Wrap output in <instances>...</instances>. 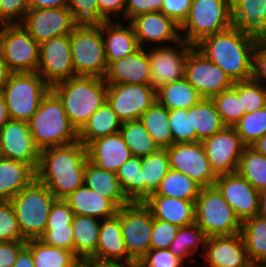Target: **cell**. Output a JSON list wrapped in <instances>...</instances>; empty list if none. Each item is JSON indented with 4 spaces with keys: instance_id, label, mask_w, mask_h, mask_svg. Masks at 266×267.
<instances>
[{
    "instance_id": "6da1fadb",
    "label": "cell",
    "mask_w": 266,
    "mask_h": 267,
    "mask_svg": "<svg viewBox=\"0 0 266 267\" xmlns=\"http://www.w3.org/2000/svg\"><path fill=\"white\" fill-rule=\"evenodd\" d=\"M87 148L80 142L41 150L36 179L57 199H64L84 184Z\"/></svg>"
},
{
    "instance_id": "7a4b0ae2",
    "label": "cell",
    "mask_w": 266,
    "mask_h": 267,
    "mask_svg": "<svg viewBox=\"0 0 266 267\" xmlns=\"http://www.w3.org/2000/svg\"><path fill=\"white\" fill-rule=\"evenodd\" d=\"M256 42L232 26L202 39L194 47L219 66L233 82H237L252 78Z\"/></svg>"
},
{
    "instance_id": "3957f363",
    "label": "cell",
    "mask_w": 266,
    "mask_h": 267,
    "mask_svg": "<svg viewBox=\"0 0 266 267\" xmlns=\"http://www.w3.org/2000/svg\"><path fill=\"white\" fill-rule=\"evenodd\" d=\"M51 90L62 101L66 115L79 132L106 101L107 84L104 78L76 75L56 83Z\"/></svg>"
},
{
    "instance_id": "277c9868",
    "label": "cell",
    "mask_w": 266,
    "mask_h": 267,
    "mask_svg": "<svg viewBox=\"0 0 266 267\" xmlns=\"http://www.w3.org/2000/svg\"><path fill=\"white\" fill-rule=\"evenodd\" d=\"M36 146L40 149L77 142L79 132L71 124L62 101L50 90L28 120Z\"/></svg>"
},
{
    "instance_id": "5b68a950",
    "label": "cell",
    "mask_w": 266,
    "mask_h": 267,
    "mask_svg": "<svg viewBox=\"0 0 266 267\" xmlns=\"http://www.w3.org/2000/svg\"><path fill=\"white\" fill-rule=\"evenodd\" d=\"M57 198L36 178L10 200L25 240L39 239L45 231L52 204Z\"/></svg>"
},
{
    "instance_id": "8992f818",
    "label": "cell",
    "mask_w": 266,
    "mask_h": 267,
    "mask_svg": "<svg viewBox=\"0 0 266 267\" xmlns=\"http://www.w3.org/2000/svg\"><path fill=\"white\" fill-rule=\"evenodd\" d=\"M232 26L229 0H192L188 17L180 25L181 40L195 46L202 39Z\"/></svg>"
},
{
    "instance_id": "52a82bcc",
    "label": "cell",
    "mask_w": 266,
    "mask_h": 267,
    "mask_svg": "<svg viewBox=\"0 0 266 267\" xmlns=\"http://www.w3.org/2000/svg\"><path fill=\"white\" fill-rule=\"evenodd\" d=\"M70 45L76 75L105 77L108 64L101 23L78 24L70 34Z\"/></svg>"
},
{
    "instance_id": "ba28073f",
    "label": "cell",
    "mask_w": 266,
    "mask_h": 267,
    "mask_svg": "<svg viewBox=\"0 0 266 267\" xmlns=\"http://www.w3.org/2000/svg\"><path fill=\"white\" fill-rule=\"evenodd\" d=\"M51 87L37 72L11 73L1 89L9 118L28 121Z\"/></svg>"
},
{
    "instance_id": "9c48e42d",
    "label": "cell",
    "mask_w": 266,
    "mask_h": 267,
    "mask_svg": "<svg viewBox=\"0 0 266 267\" xmlns=\"http://www.w3.org/2000/svg\"><path fill=\"white\" fill-rule=\"evenodd\" d=\"M195 223L208 237L239 234L242 225L215 186L201 188L195 200Z\"/></svg>"
},
{
    "instance_id": "30bf717a",
    "label": "cell",
    "mask_w": 266,
    "mask_h": 267,
    "mask_svg": "<svg viewBox=\"0 0 266 267\" xmlns=\"http://www.w3.org/2000/svg\"><path fill=\"white\" fill-rule=\"evenodd\" d=\"M40 44L21 23L0 25V55L12 73L36 72Z\"/></svg>"
},
{
    "instance_id": "8fae6325",
    "label": "cell",
    "mask_w": 266,
    "mask_h": 267,
    "mask_svg": "<svg viewBox=\"0 0 266 267\" xmlns=\"http://www.w3.org/2000/svg\"><path fill=\"white\" fill-rule=\"evenodd\" d=\"M120 224L128 255L137 263L150 250L152 212L144 202H131L120 208Z\"/></svg>"
},
{
    "instance_id": "7c38bea8",
    "label": "cell",
    "mask_w": 266,
    "mask_h": 267,
    "mask_svg": "<svg viewBox=\"0 0 266 267\" xmlns=\"http://www.w3.org/2000/svg\"><path fill=\"white\" fill-rule=\"evenodd\" d=\"M106 101L122 121L139 120L156 101V88L151 84H109Z\"/></svg>"
},
{
    "instance_id": "4fadbf2b",
    "label": "cell",
    "mask_w": 266,
    "mask_h": 267,
    "mask_svg": "<svg viewBox=\"0 0 266 267\" xmlns=\"http://www.w3.org/2000/svg\"><path fill=\"white\" fill-rule=\"evenodd\" d=\"M185 79L203 98L207 99L232 88L234 84L219 66L206 58L195 47L188 52Z\"/></svg>"
},
{
    "instance_id": "5bb4252c",
    "label": "cell",
    "mask_w": 266,
    "mask_h": 267,
    "mask_svg": "<svg viewBox=\"0 0 266 267\" xmlns=\"http://www.w3.org/2000/svg\"><path fill=\"white\" fill-rule=\"evenodd\" d=\"M36 72L50 87L76 76L72 65L70 34L53 37L40 43Z\"/></svg>"
},
{
    "instance_id": "9a60e30c",
    "label": "cell",
    "mask_w": 266,
    "mask_h": 267,
    "mask_svg": "<svg viewBox=\"0 0 266 267\" xmlns=\"http://www.w3.org/2000/svg\"><path fill=\"white\" fill-rule=\"evenodd\" d=\"M166 150L171 169L189 176L201 187L214 186L217 175L211 168L201 142L175 143Z\"/></svg>"
},
{
    "instance_id": "2e32d148",
    "label": "cell",
    "mask_w": 266,
    "mask_h": 267,
    "mask_svg": "<svg viewBox=\"0 0 266 267\" xmlns=\"http://www.w3.org/2000/svg\"><path fill=\"white\" fill-rule=\"evenodd\" d=\"M201 143L211 168L217 176L237 172L245 145L234 126H225Z\"/></svg>"
},
{
    "instance_id": "e0dca14e",
    "label": "cell",
    "mask_w": 266,
    "mask_h": 267,
    "mask_svg": "<svg viewBox=\"0 0 266 267\" xmlns=\"http://www.w3.org/2000/svg\"><path fill=\"white\" fill-rule=\"evenodd\" d=\"M174 47H150L147 50L151 85L156 89L160 86L179 81L185 78V65L188 52L194 47L184 40L173 45Z\"/></svg>"
},
{
    "instance_id": "ac0fdd59",
    "label": "cell",
    "mask_w": 266,
    "mask_h": 267,
    "mask_svg": "<svg viewBox=\"0 0 266 267\" xmlns=\"http://www.w3.org/2000/svg\"><path fill=\"white\" fill-rule=\"evenodd\" d=\"M21 24L40 44L53 37L71 34L79 23L68 7H64L29 9Z\"/></svg>"
},
{
    "instance_id": "d6986e66",
    "label": "cell",
    "mask_w": 266,
    "mask_h": 267,
    "mask_svg": "<svg viewBox=\"0 0 266 267\" xmlns=\"http://www.w3.org/2000/svg\"><path fill=\"white\" fill-rule=\"evenodd\" d=\"M129 22L134 28L139 47L144 49L149 45L150 48L167 47L181 41L180 25L161 11L139 14Z\"/></svg>"
},
{
    "instance_id": "ffe728a7",
    "label": "cell",
    "mask_w": 266,
    "mask_h": 267,
    "mask_svg": "<svg viewBox=\"0 0 266 267\" xmlns=\"http://www.w3.org/2000/svg\"><path fill=\"white\" fill-rule=\"evenodd\" d=\"M4 158L22 161L37 170L41 150L36 146L28 121L9 119L0 129Z\"/></svg>"
},
{
    "instance_id": "44dd1931",
    "label": "cell",
    "mask_w": 266,
    "mask_h": 267,
    "mask_svg": "<svg viewBox=\"0 0 266 267\" xmlns=\"http://www.w3.org/2000/svg\"><path fill=\"white\" fill-rule=\"evenodd\" d=\"M214 186L241 222L258 214L260 191L237 172L218 175Z\"/></svg>"
},
{
    "instance_id": "7402d4cb",
    "label": "cell",
    "mask_w": 266,
    "mask_h": 267,
    "mask_svg": "<svg viewBox=\"0 0 266 267\" xmlns=\"http://www.w3.org/2000/svg\"><path fill=\"white\" fill-rule=\"evenodd\" d=\"M202 257L208 267H247L251 263L240 233L208 237Z\"/></svg>"
},
{
    "instance_id": "603a6c76",
    "label": "cell",
    "mask_w": 266,
    "mask_h": 267,
    "mask_svg": "<svg viewBox=\"0 0 266 267\" xmlns=\"http://www.w3.org/2000/svg\"><path fill=\"white\" fill-rule=\"evenodd\" d=\"M104 81L109 84H151V70L147 49L136 51L108 65Z\"/></svg>"
},
{
    "instance_id": "cb8c5ba5",
    "label": "cell",
    "mask_w": 266,
    "mask_h": 267,
    "mask_svg": "<svg viewBox=\"0 0 266 267\" xmlns=\"http://www.w3.org/2000/svg\"><path fill=\"white\" fill-rule=\"evenodd\" d=\"M96 262L137 264L128 255L125 247L120 224V208L115 216L101 221Z\"/></svg>"
},
{
    "instance_id": "d4e9b609",
    "label": "cell",
    "mask_w": 266,
    "mask_h": 267,
    "mask_svg": "<svg viewBox=\"0 0 266 267\" xmlns=\"http://www.w3.org/2000/svg\"><path fill=\"white\" fill-rule=\"evenodd\" d=\"M86 148L89 161L114 173L132 156L120 132L97 138Z\"/></svg>"
},
{
    "instance_id": "484cf974",
    "label": "cell",
    "mask_w": 266,
    "mask_h": 267,
    "mask_svg": "<svg viewBox=\"0 0 266 267\" xmlns=\"http://www.w3.org/2000/svg\"><path fill=\"white\" fill-rule=\"evenodd\" d=\"M122 20L104 21L101 23L106 62L119 60L139 48L132 24Z\"/></svg>"
},
{
    "instance_id": "4316f807",
    "label": "cell",
    "mask_w": 266,
    "mask_h": 267,
    "mask_svg": "<svg viewBox=\"0 0 266 267\" xmlns=\"http://www.w3.org/2000/svg\"><path fill=\"white\" fill-rule=\"evenodd\" d=\"M232 21L243 35L266 41V0H240L232 8Z\"/></svg>"
},
{
    "instance_id": "83f0119b",
    "label": "cell",
    "mask_w": 266,
    "mask_h": 267,
    "mask_svg": "<svg viewBox=\"0 0 266 267\" xmlns=\"http://www.w3.org/2000/svg\"><path fill=\"white\" fill-rule=\"evenodd\" d=\"M144 204L151 210L154 219L166 221L178 227L195 223V201L150 195Z\"/></svg>"
},
{
    "instance_id": "f1b7e54d",
    "label": "cell",
    "mask_w": 266,
    "mask_h": 267,
    "mask_svg": "<svg viewBox=\"0 0 266 267\" xmlns=\"http://www.w3.org/2000/svg\"><path fill=\"white\" fill-rule=\"evenodd\" d=\"M64 200L75 215L95 217L100 220L113 217L118 207L109 199L85 184L70 193Z\"/></svg>"
},
{
    "instance_id": "f546056e",
    "label": "cell",
    "mask_w": 266,
    "mask_h": 267,
    "mask_svg": "<svg viewBox=\"0 0 266 267\" xmlns=\"http://www.w3.org/2000/svg\"><path fill=\"white\" fill-rule=\"evenodd\" d=\"M36 178V171L22 161L0 160V200L10 201Z\"/></svg>"
},
{
    "instance_id": "4dcf8cb0",
    "label": "cell",
    "mask_w": 266,
    "mask_h": 267,
    "mask_svg": "<svg viewBox=\"0 0 266 267\" xmlns=\"http://www.w3.org/2000/svg\"><path fill=\"white\" fill-rule=\"evenodd\" d=\"M84 184L100 195L109 198L118 208L131 202L127 199L117 174L99 168L87 160L84 169Z\"/></svg>"
},
{
    "instance_id": "1f68e13d",
    "label": "cell",
    "mask_w": 266,
    "mask_h": 267,
    "mask_svg": "<svg viewBox=\"0 0 266 267\" xmlns=\"http://www.w3.org/2000/svg\"><path fill=\"white\" fill-rule=\"evenodd\" d=\"M101 221L95 217L74 215L72 222L74 255L80 261L96 262Z\"/></svg>"
},
{
    "instance_id": "d6a6232c",
    "label": "cell",
    "mask_w": 266,
    "mask_h": 267,
    "mask_svg": "<svg viewBox=\"0 0 266 267\" xmlns=\"http://www.w3.org/2000/svg\"><path fill=\"white\" fill-rule=\"evenodd\" d=\"M121 125L122 121L105 101L79 131V141L87 146L97 138L120 132Z\"/></svg>"
},
{
    "instance_id": "836d02e7",
    "label": "cell",
    "mask_w": 266,
    "mask_h": 267,
    "mask_svg": "<svg viewBox=\"0 0 266 267\" xmlns=\"http://www.w3.org/2000/svg\"><path fill=\"white\" fill-rule=\"evenodd\" d=\"M156 97L157 102L168 110H189L203 99L185 78L160 86L156 89Z\"/></svg>"
},
{
    "instance_id": "e575fe53",
    "label": "cell",
    "mask_w": 266,
    "mask_h": 267,
    "mask_svg": "<svg viewBox=\"0 0 266 267\" xmlns=\"http://www.w3.org/2000/svg\"><path fill=\"white\" fill-rule=\"evenodd\" d=\"M191 122L192 131H196V142L212 137L226 126L212 99L207 98L191 107Z\"/></svg>"
},
{
    "instance_id": "d590c367",
    "label": "cell",
    "mask_w": 266,
    "mask_h": 267,
    "mask_svg": "<svg viewBox=\"0 0 266 267\" xmlns=\"http://www.w3.org/2000/svg\"><path fill=\"white\" fill-rule=\"evenodd\" d=\"M240 234L250 262L266 264V218L256 215L242 221Z\"/></svg>"
},
{
    "instance_id": "8d00e7d4",
    "label": "cell",
    "mask_w": 266,
    "mask_h": 267,
    "mask_svg": "<svg viewBox=\"0 0 266 267\" xmlns=\"http://www.w3.org/2000/svg\"><path fill=\"white\" fill-rule=\"evenodd\" d=\"M139 120L160 149H166L173 144L169 110L165 106L156 101L142 114Z\"/></svg>"
},
{
    "instance_id": "74e56055",
    "label": "cell",
    "mask_w": 266,
    "mask_h": 267,
    "mask_svg": "<svg viewBox=\"0 0 266 267\" xmlns=\"http://www.w3.org/2000/svg\"><path fill=\"white\" fill-rule=\"evenodd\" d=\"M32 253L34 267H73L80 260L72 251L50 246L40 239L26 240Z\"/></svg>"
},
{
    "instance_id": "f35d334b",
    "label": "cell",
    "mask_w": 266,
    "mask_h": 267,
    "mask_svg": "<svg viewBox=\"0 0 266 267\" xmlns=\"http://www.w3.org/2000/svg\"><path fill=\"white\" fill-rule=\"evenodd\" d=\"M208 236L196 224L179 227L178 232L169 246V251L182 260L186 264L188 257H194L196 251L201 250V255L204 253ZM201 246V247H200ZM195 254V255H194Z\"/></svg>"
},
{
    "instance_id": "ab89813d",
    "label": "cell",
    "mask_w": 266,
    "mask_h": 267,
    "mask_svg": "<svg viewBox=\"0 0 266 267\" xmlns=\"http://www.w3.org/2000/svg\"><path fill=\"white\" fill-rule=\"evenodd\" d=\"M143 176V202L158 189L161 180L170 170L169 155L166 149H159L141 158Z\"/></svg>"
},
{
    "instance_id": "60d3db41",
    "label": "cell",
    "mask_w": 266,
    "mask_h": 267,
    "mask_svg": "<svg viewBox=\"0 0 266 267\" xmlns=\"http://www.w3.org/2000/svg\"><path fill=\"white\" fill-rule=\"evenodd\" d=\"M201 188L202 187L189 176L170 168L161 180L158 189L151 195H163L195 201L199 196Z\"/></svg>"
},
{
    "instance_id": "b9f144b4",
    "label": "cell",
    "mask_w": 266,
    "mask_h": 267,
    "mask_svg": "<svg viewBox=\"0 0 266 267\" xmlns=\"http://www.w3.org/2000/svg\"><path fill=\"white\" fill-rule=\"evenodd\" d=\"M120 133L132 156L143 158L160 149L140 120L122 122Z\"/></svg>"
},
{
    "instance_id": "7bdbcfd3",
    "label": "cell",
    "mask_w": 266,
    "mask_h": 267,
    "mask_svg": "<svg viewBox=\"0 0 266 267\" xmlns=\"http://www.w3.org/2000/svg\"><path fill=\"white\" fill-rule=\"evenodd\" d=\"M237 173L246 179L256 190H266V156L245 146Z\"/></svg>"
},
{
    "instance_id": "ee69618b",
    "label": "cell",
    "mask_w": 266,
    "mask_h": 267,
    "mask_svg": "<svg viewBox=\"0 0 266 267\" xmlns=\"http://www.w3.org/2000/svg\"><path fill=\"white\" fill-rule=\"evenodd\" d=\"M116 174L127 199L130 202H143L141 158L131 156Z\"/></svg>"
},
{
    "instance_id": "f6af8a7d",
    "label": "cell",
    "mask_w": 266,
    "mask_h": 267,
    "mask_svg": "<svg viewBox=\"0 0 266 267\" xmlns=\"http://www.w3.org/2000/svg\"><path fill=\"white\" fill-rule=\"evenodd\" d=\"M211 99L226 126H234L245 114L241 99L237 95V82H234L232 88L215 95Z\"/></svg>"
},
{
    "instance_id": "bcb514c9",
    "label": "cell",
    "mask_w": 266,
    "mask_h": 267,
    "mask_svg": "<svg viewBox=\"0 0 266 267\" xmlns=\"http://www.w3.org/2000/svg\"><path fill=\"white\" fill-rule=\"evenodd\" d=\"M234 128L243 144L250 146L257 139L266 135V106L255 112L244 114Z\"/></svg>"
},
{
    "instance_id": "7dc6e473",
    "label": "cell",
    "mask_w": 266,
    "mask_h": 267,
    "mask_svg": "<svg viewBox=\"0 0 266 267\" xmlns=\"http://www.w3.org/2000/svg\"><path fill=\"white\" fill-rule=\"evenodd\" d=\"M237 95L241 99L245 114L255 112L266 106V88L252 78L237 81Z\"/></svg>"
},
{
    "instance_id": "c3c4849f",
    "label": "cell",
    "mask_w": 266,
    "mask_h": 267,
    "mask_svg": "<svg viewBox=\"0 0 266 267\" xmlns=\"http://www.w3.org/2000/svg\"><path fill=\"white\" fill-rule=\"evenodd\" d=\"M169 124L173 144L196 142V131H192L191 108L169 110Z\"/></svg>"
},
{
    "instance_id": "681fc988",
    "label": "cell",
    "mask_w": 266,
    "mask_h": 267,
    "mask_svg": "<svg viewBox=\"0 0 266 267\" xmlns=\"http://www.w3.org/2000/svg\"><path fill=\"white\" fill-rule=\"evenodd\" d=\"M14 241L26 240L22 237L12 204L0 200V242Z\"/></svg>"
},
{
    "instance_id": "f907efd6",
    "label": "cell",
    "mask_w": 266,
    "mask_h": 267,
    "mask_svg": "<svg viewBox=\"0 0 266 267\" xmlns=\"http://www.w3.org/2000/svg\"><path fill=\"white\" fill-rule=\"evenodd\" d=\"M68 9L79 24L106 21L98 10V0H69Z\"/></svg>"
},
{
    "instance_id": "816d5d0a",
    "label": "cell",
    "mask_w": 266,
    "mask_h": 267,
    "mask_svg": "<svg viewBox=\"0 0 266 267\" xmlns=\"http://www.w3.org/2000/svg\"><path fill=\"white\" fill-rule=\"evenodd\" d=\"M74 234L72 225L60 227H46L44 234L39 238L45 244L63 248L74 253Z\"/></svg>"
},
{
    "instance_id": "f5cc1de1",
    "label": "cell",
    "mask_w": 266,
    "mask_h": 267,
    "mask_svg": "<svg viewBox=\"0 0 266 267\" xmlns=\"http://www.w3.org/2000/svg\"><path fill=\"white\" fill-rule=\"evenodd\" d=\"M182 260L169 249H150L138 262L137 267H184Z\"/></svg>"
},
{
    "instance_id": "db71d44e",
    "label": "cell",
    "mask_w": 266,
    "mask_h": 267,
    "mask_svg": "<svg viewBox=\"0 0 266 267\" xmlns=\"http://www.w3.org/2000/svg\"><path fill=\"white\" fill-rule=\"evenodd\" d=\"M178 229L176 225L153 218L150 249H168Z\"/></svg>"
},
{
    "instance_id": "11a10c76",
    "label": "cell",
    "mask_w": 266,
    "mask_h": 267,
    "mask_svg": "<svg viewBox=\"0 0 266 267\" xmlns=\"http://www.w3.org/2000/svg\"><path fill=\"white\" fill-rule=\"evenodd\" d=\"M29 10V0H0V25L21 23Z\"/></svg>"
},
{
    "instance_id": "9f6ffc18",
    "label": "cell",
    "mask_w": 266,
    "mask_h": 267,
    "mask_svg": "<svg viewBox=\"0 0 266 267\" xmlns=\"http://www.w3.org/2000/svg\"><path fill=\"white\" fill-rule=\"evenodd\" d=\"M74 215L64 199H56L51 206L46 227L72 225Z\"/></svg>"
},
{
    "instance_id": "6f0895ef",
    "label": "cell",
    "mask_w": 266,
    "mask_h": 267,
    "mask_svg": "<svg viewBox=\"0 0 266 267\" xmlns=\"http://www.w3.org/2000/svg\"><path fill=\"white\" fill-rule=\"evenodd\" d=\"M252 79L266 88V41H257L253 51Z\"/></svg>"
},
{
    "instance_id": "680465c9",
    "label": "cell",
    "mask_w": 266,
    "mask_h": 267,
    "mask_svg": "<svg viewBox=\"0 0 266 267\" xmlns=\"http://www.w3.org/2000/svg\"><path fill=\"white\" fill-rule=\"evenodd\" d=\"M192 0H164L161 12L181 25L188 17Z\"/></svg>"
},
{
    "instance_id": "91938a15",
    "label": "cell",
    "mask_w": 266,
    "mask_h": 267,
    "mask_svg": "<svg viewBox=\"0 0 266 267\" xmlns=\"http://www.w3.org/2000/svg\"><path fill=\"white\" fill-rule=\"evenodd\" d=\"M164 0H126L125 4V22L133 17L148 12L161 11Z\"/></svg>"
},
{
    "instance_id": "94428289",
    "label": "cell",
    "mask_w": 266,
    "mask_h": 267,
    "mask_svg": "<svg viewBox=\"0 0 266 267\" xmlns=\"http://www.w3.org/2000/svg\"><path fill=\"white\" fill-rule=\"evenodd\" d=\"M125 4L126 0H98L99 14L106 21H113L120 19L125 22ZM120 16L123 19L120 18Z\"/></svg>"
},
{
    "instance_id": "6125c7cd",
    "label": "cell",
    "mask_w": 266,
    "mask_h": 267,
    "mask_svg": "<svg viewBox=\"0 0 266 267\" xmlns=\"http://www.w3.org/2000/svg\"><path fill=\"white\" fill-rule=\"evenodd\" d=\"M26 241L0 242V267H13Z\"/></svg>"
},
{
    "instance_id": "be15d7a7",
    "label": "cell",
    "mask_w": 266,
    "mask_h": 267,
    "mask_svg": "<svg viewBox=\"0 0 266 267\" xmlns=\"http://www.w3.org/2000/svg\"><path fill=\"white\" fill-rule=\"evenodd\" d=\"M69 0H29V9L64 8Z\"/></svg>"
},
{
    "instance_id": "e7e4bbea",
    "label": "cell",
    "mask_w": 266,
    "mask_h": 267,
    "mask_svg": "<svg viewBox=\"0 0 266 267\" xmlns=\"http://www.w3.org/2000/svg\"><path fill=\"white\" fill-rule=\"evenodd\" d=\"M13 267H34L32 253L26 245L20 250Z\"/></svg>"
},
{
    "instance_id": "03108f58",
    "label": "cell",
    "mask_w": 266,
    "mask_h": 267,
    "mask_svg": "<svg viewBox=\"0 0 266 267\" xmlns=\"http://www.w3.org/2000/svg\"><path fill=\"white\" fill-rule=\"evenodd\" d=\"M11 73L12 72L10 71L6 63L2 60V57L0 55V91L3 86L8 82Z\"/></svg>"
},
{
    "instance_id": "003e7915",
    "label": "cell",
    "mask_w": 266,
    "mask_h": 267,
    "mask_svg": "<svg viewBox=\"0 0 266 267\" xmlns=\"http://www.w3.org/2000/svg\"><path fill=\"white\" fill-rule=\"evenodd\" d=\"M9 119L7 105L4 96L0 91V129Z\"/></svg>"
},
{
    "instance_id": "a7ac6f4b",
    "label": "cell",
    "mask_w": 266,
    "mask_h": 267,
    "mask_svg": "<svg viewBox=\"0 0 266 267\" xmlns=\"http://www.w3.org/2000/svg\"><path fill=\"white\" fill-rule=\"evenodd\" d=\"M250 147L258 153H261L266 156V135L257 139Z\"/></svg>"
},
{
    "instance_id": "89a4df30",
    "label": "cell",
    "mask_w": 266,
    "mask_h": 267,
    "mask_svg": "<svg viewBox=\"0 0 266 267\" xmlns=\"http://www.w3.org/2000/svg\"><path fill=\"white\" fill-rule=\"evenodd\" d=\"M258 216L266 218V190L260 192Z\"/></svg>"
},
{
    "instance_id": "2644e50d",
    "label": "cell",
    "mask_w": 266,
    "mask_h": 267,
    "mask_svg": "<svg viewBox=\"0 0 266 267\" xmlns=\"http://www.w3.org/2000/svg\"><path fill=\"white\" fill-rule=\"evenodd\" d=\"M91 267H137V264L91 262Z\"/></svg>"
},
{
    "instance_id": "8c879c8a",
    "label": "cell",
    "mask_w": 266,
    "mask_h": 267,
    "mask_svg": "<svg viewBox=\"0 0 266 267\" xmlns=\"http://www.w3.org/2000/svg\"><path fill=\"white\" fill-rule=\"evenodd\" d=\"M73 267H91V262L90 261H79Z\"/></svg>"
},
{
    "instance_id": "753ad0ef",
    "label": "cell",
    "mask_w": 266,
    "mask_h": 267,
    "mask_svg": "<svg viewBox=\"0 0 266 267\" xmlns=\"http://www.w3.org/2000/svg\"><path fill=\"white\" fill-rule=\"evenodd\" d=\"M247 267H266V264L250 263Z\"/></svg>"
},
{
    "instance_id": "34e18365",
    "label": "cell",
    "mask_w": 266,
    "mask_h": 267,
    "mask_svg": "<svg viewBox=\"0 0 266 267\" xmlns=\"http://www.w3.org/2000/svg\"><path fill=\"white\" fill-rule=\"evenodd\" d=\"M240 0H229L231 8H233Z\"/></svg>"
},
{
    "instance_id": "11e5206c",
    "label": "cell",
    "mask_w": 266,
    "mask_h": 267,
    "mask_svg": "<svg viewBox=\"0 0 266 267\" xmlns=\"http://www.w3.org/2000/svg\"><path fill=\"white\" fill-rule=\"evenodd\" d=\"M3 158V153H2V148H1V144H0V160Z\"/></svg>"
}]
</instances>
